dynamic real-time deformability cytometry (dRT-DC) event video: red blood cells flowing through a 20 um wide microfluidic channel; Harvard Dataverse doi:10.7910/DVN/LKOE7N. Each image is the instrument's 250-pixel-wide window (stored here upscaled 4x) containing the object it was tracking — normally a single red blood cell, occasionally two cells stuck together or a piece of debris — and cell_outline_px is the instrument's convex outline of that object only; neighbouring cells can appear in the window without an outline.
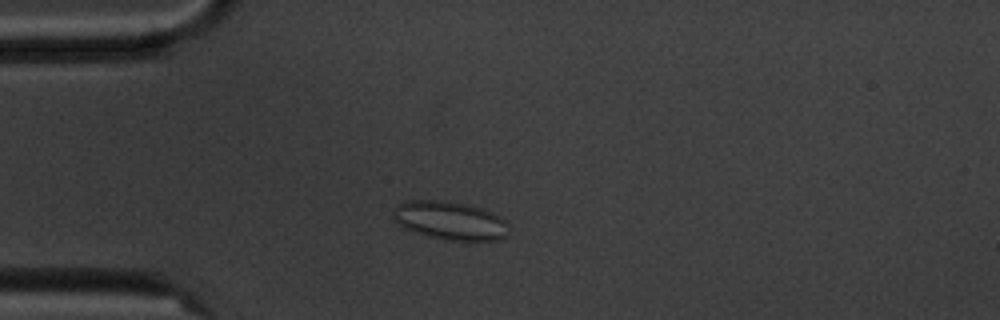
{"species": "common noctule bat (a hibernating species)", "species_latin": "Nyctalus noctula", "temperature_condition": "cold", "stored_images_in_passage": 4, "camera_frame_rate_fps": 3000, "um_per_image_px": 0.085, "animal": {"sex": "male", "body_mass_g": 20.1, "forearm_length_mm": 53.5}, "frame": {"image": 1, "passage_image": 3, "time_ms": 2.333, "image_size_px": [1000, 320], "cell_outline_px": [[508, 236], [500, 240], [444, 240], [412, 232], [404, 228], [392, 216], [392, 208], [396, 204], [408, 200], [448, 200], [468, 204], [492, 212], [504, 220], [508, 224]], "centroid_in_image_um": [38.23, 18.74], "position_along_channel_um": 46.8, "area_um2": 26.3}}
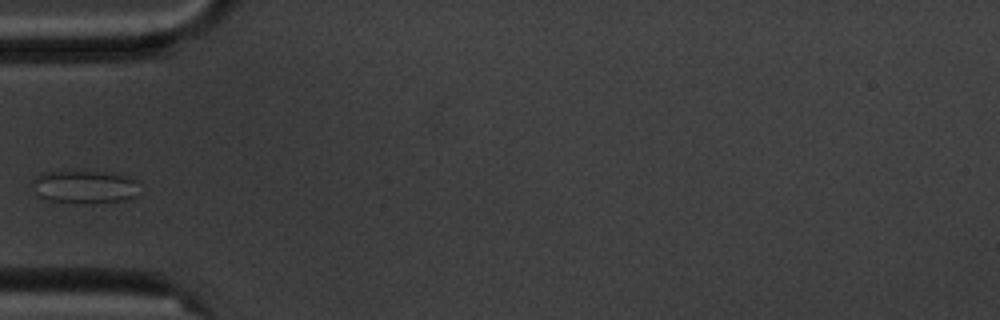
{"frame": {"image": 2, "passage_image": 4, "time_ms": 3.667, "image_size_px": [1000, 320], "cell_outline_px": [[136, 196], [124, 200], [48, 200], [40, 196], [36, 192], [32, 180], [36, 176], [44, 172], [104, 172], [132, 176], [136, 180]], "centroid_in_image_um": [7.2, 15.82], "position_along_channel_um": 77.8, "area_um2": 19.31}}